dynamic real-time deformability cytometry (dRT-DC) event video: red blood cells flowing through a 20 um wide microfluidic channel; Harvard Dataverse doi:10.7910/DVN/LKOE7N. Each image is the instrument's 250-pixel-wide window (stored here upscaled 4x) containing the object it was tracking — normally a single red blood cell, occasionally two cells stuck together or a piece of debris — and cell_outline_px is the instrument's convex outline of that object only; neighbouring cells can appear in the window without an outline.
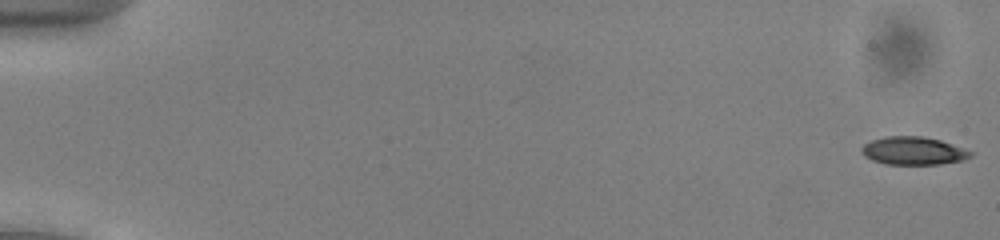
{"species": "common noctule bat (a hibernating species)", "species_latin": "Nyctalus noctula", "temperature_condition": "cold", "stored_images_in_passage": 54, "camera_frame_rate_fps": 3000, "um_per_image_px": 0.085, "animal": {"sex": "male", "body_mass_g": 13.0, "forearm_length_mm": 53.1}, "frame": {"image": 1, "passage_image": 1, "time_ms": 0.0, "image_size_px": [1000, 240], "cell_outline_px": [[976, 152], [972, 156], [964, 160], [940, 164], [884, 164], [872, 160], [864, 156], [860, 152], [860, 148], [864, 144], [872, 140], [888, 136], [924, 136], [940, 140]], "centroid_in_image_um": [77.65, 12.82], "position_along_channel_um": 7.3, "area_um2": 17.98}}
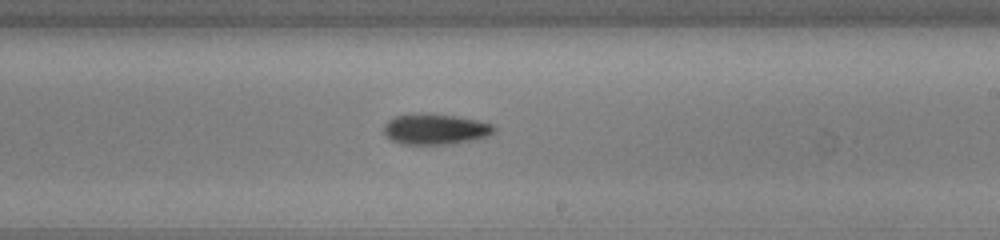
{"frame": {"image": 2, "passage_image": 33, "time_ms": 10.667, "image_size_px": [1000, 240], "cell_outline_px": [[496, 128], [488, 136], [476, 140], [452, 144], [400, 144], [392, 140], [384, 132], [384, 124], [388, 120], [396, 116], [456, 116], [476, 120], [492, 124]], "centroid_in_image_um": [37.05, 11.03], "position_along_channel_um": 252.0, "area_um2": 18.96}}
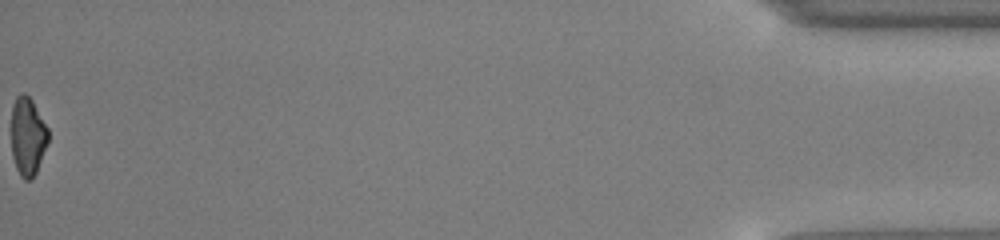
{"frame": {"image": 3, "passage_image": 54, "time_ms": 17.667, "image_size_px": [1000, 240], "cell_outline_px": [[48, 140], [36, 172], [32, 180], [24, 180], [20, 176], [16, 168], [12, 156], [12, 104], [16, 96], [20, 92], [24, 92], [32, 100], [48, 128]], "centroid_in_image_um": [2.34, 11.58], "position_along_channel_um": 432.9, "area_um2": 16.82}, "authors_computed_cell_mechanics": {"area_um2": 18.6116, "velocity_mm_per_s": 3.9226, "shape_relaxation_time_tau1_ms": 3.1624, "shape_relaxation_time_tau2_ms": 10.6568, "deformation_change_tau1": 0.1181, "deformation_change_tau2": 0.1927}}